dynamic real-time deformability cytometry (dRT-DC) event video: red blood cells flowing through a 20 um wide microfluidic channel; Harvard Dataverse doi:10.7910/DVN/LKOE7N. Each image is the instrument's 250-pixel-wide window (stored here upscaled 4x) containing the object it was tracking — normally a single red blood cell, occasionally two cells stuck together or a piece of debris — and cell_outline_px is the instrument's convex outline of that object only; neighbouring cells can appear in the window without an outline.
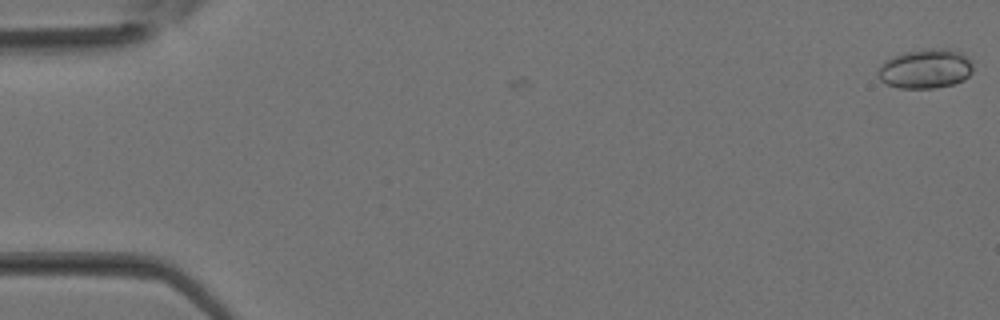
{"species": "Egyptian fruit bat (a non-hibernating species)", "species_latin": "Rousettus aegyptiacus", "temperature_condition": "room temperature", "stored_images_in_passage": 3, "camera_frame_rate_fps": 3000, "um_per_image_px": 0.085, "animal": {"sex": "female"}, "frame": {"image": 1, "passage_image": 3, "time_ms": 0.667, "image_size_px": [1000, 320], "cell_outline_px": [[972, 72], [964, 80], [952, 84], [932, 88], [900, 88], [888, 84], [880, 80], [880, 68], [888, 60], [896, 56], [908, 52], [932, 48], [948, 48], [960, 52], [972, 64]], "centroid_in_image_um": [78.72, 5.85], "position_along_channel_um": 6.3, "area_um2": 21.15}}